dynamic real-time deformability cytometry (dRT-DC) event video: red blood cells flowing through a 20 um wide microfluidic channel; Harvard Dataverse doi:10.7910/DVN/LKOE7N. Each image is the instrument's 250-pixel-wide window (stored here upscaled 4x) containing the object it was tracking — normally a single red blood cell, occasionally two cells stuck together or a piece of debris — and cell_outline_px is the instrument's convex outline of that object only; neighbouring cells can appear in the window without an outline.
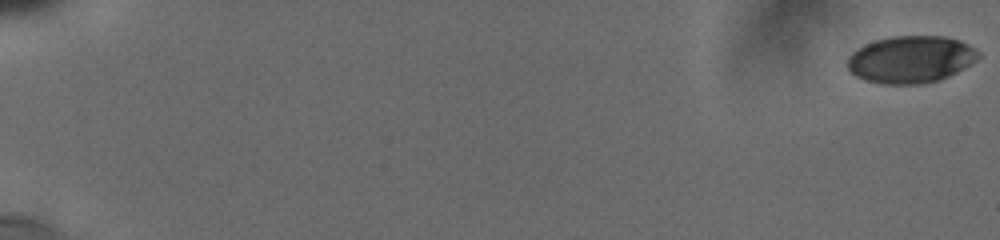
{"species": "human", "species_latin": "Homo sapiens", "temperature_condition": "cold", "stored_images_in_passage": 51, "camera_frame_rate_fps": 3000, "um_per_image_px": 0.085, "donor": {"sex": "male"}, "frame": {"image": 1, "passage_image": 1, "time_ms": 0.0, "image_size_px": [1000, 240], "cell_outline_px": [[980, 56], [976, 60], [964, 68], [940, 80], [924, 84], [880, 84], [864, 80], [856, 76], [848, 68], [848, 56], [852, 52], [864, 44], [888, 36], [944, 36], [960, 40], [976, 48], [980, 52]], "centroid_in_image_um": [77.42, 5.05], "position_along_channel_um": 7.6, "area_um2": 36.24}}
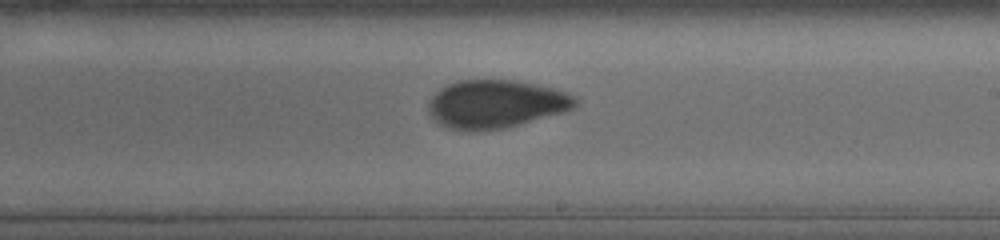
{"frame": {"image": 2, "passage_image": 31, "time_ms": 12.0, "image_size_px": [1000, 240], "cell_outline_px": [[580, 104], [564, 112], [504, 128], [480, 132], [464, 132], [448, 128], [440, 124], [428, 112], [428, 100], [440, 88], [448, 84], [460, 80], [516, 80], [536, 84], [552, 88], [576, 96], [580, 100]], "centroid_in_image_um": [42.14, 8.86], "position_along_channel_um": 246.9, "area_um2": 41.67}}
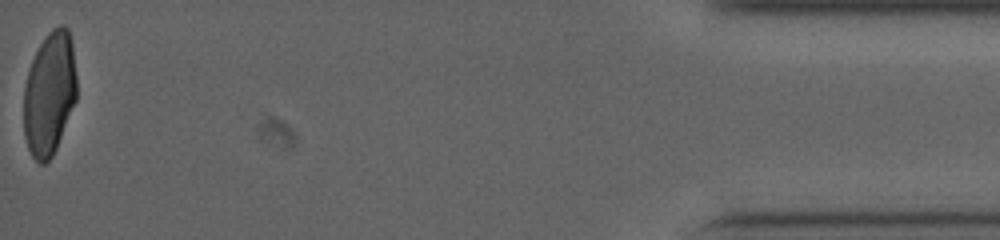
{"frame": {"image": 3, "passage_image": 51, "time_ms": 19.0, "image_size_px": [1000, 240], "cell_outline_px": [[76, 100], [56, 148], [52, 156], [44, 164], [40, 164], [32, 156], [28, 148], [24, 136], [24, 88], [28, 72], [32, 60], [44, 36], [52, 28], [60, 24], [64, 24], [68, 28], [72, 40], [76, 76]], "centroid_in_image_um": [4.21, 7.92], "position_along_channel_um": 431.0, "area_um2": 38.21}, "authors_computed_cell_mechanics": {"area_um2": 39.7664, "velocity_mm_per_s": 3.7885, "shape_relaxation_time_tau1_ms": 8.3188, "shape_relaxation_time_tau2_ms": 1.6838, "deformation_change_tau1": 0.2203, "deformation_change_tau2": 0.0679}}